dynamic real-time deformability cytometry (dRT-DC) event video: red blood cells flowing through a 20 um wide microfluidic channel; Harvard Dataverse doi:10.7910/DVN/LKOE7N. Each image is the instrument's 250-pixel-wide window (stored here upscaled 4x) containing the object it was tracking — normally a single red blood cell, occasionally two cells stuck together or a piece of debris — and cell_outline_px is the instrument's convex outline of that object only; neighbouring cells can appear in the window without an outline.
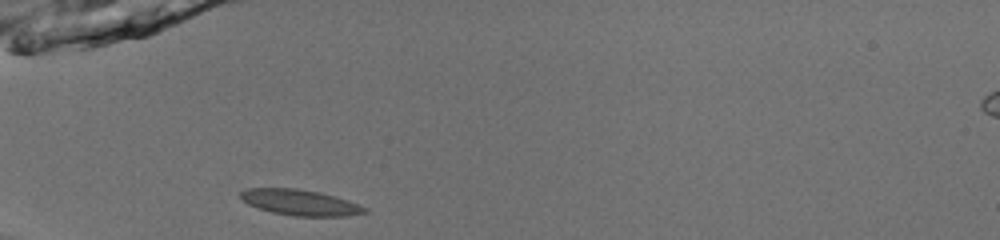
{"species": "common noctule bat (a hibernating species)", "species_latin": "Nyctalus noctula", "temperature_condition": "room temperature", "stored_images_in_passage": 35, "camera_frame_rate_fps": 3000, "um_per_image_px": 0.085, "animal": {"sex": "male", "body_mass_g": 13.0, "forearm_length_mm": 53.1}, "frame": {"image": 1, "passage_image": 1, "time_ms": 0.0, "image_size_px": [1000, 240], "cell_outline_px": [[368, 212], [344, 216], [292, 216], [272, 212], [248, 204], [240, 196], [240, 192], [244, 188], [296, 188], [320, 192], [336, 196], [348, 200], [368, 208]], "centroid_in_image_um": [25.53, 17.2], "position_along_channel_um": 59.5, "area_um2": 18.67}}
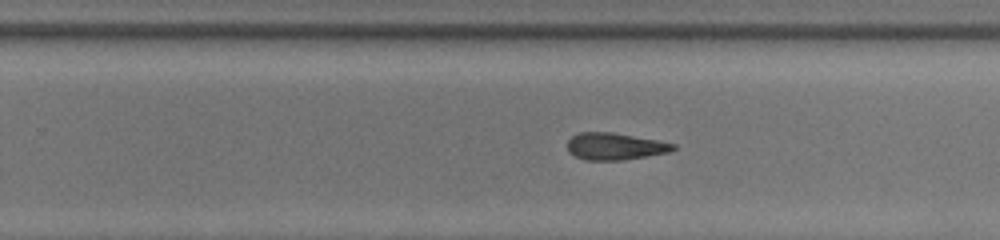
{"frame": {"image": 2, "passage_image": 18, "time_ms": 5.667, "image_size_px": [1000, 240], "cell_outline_px": [[676, 148], [668, 152], [620, 160], [584, 160], [568, 152], [568, 140], [572, 136], [580, 132], [612, 132], [656, 140], [676, 144]], "centroid_in_image_um": [52.23, 12.43], "position_along_channel_um": 277.6, "area_um2": 16.42}}
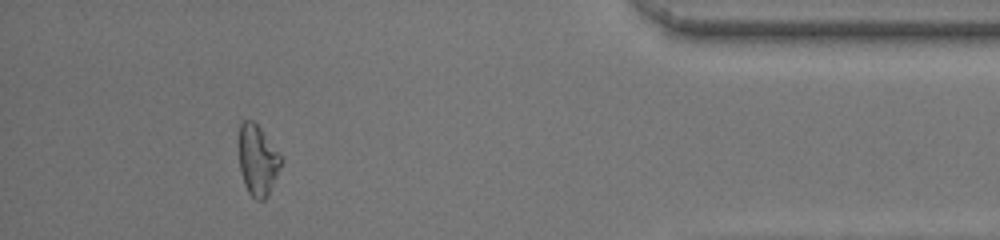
{"frame": {"image": 3, "passage_image": 31, "time_ms": 10.0, "image_size_px": [1000, 240], "cell_outline_px": [[284, 160], [268, 196], [264, 200], [256, 200], [248, 192], [244, 184], [240, 172], [240, 124], [244, 120], [252, 120], [260, 128]], "centroid_in_image_um": [21.92, 13.66], "position_along_channel_um": 413.3, "area_um2": 17.17}, "authors_computed_cell_mechanics": {"area_um2": 17.1666, "velocity_mm_per_s": 4.0099, "shape_relaxation_time_tau1_ms": 4.2837, "shape_relaxation_time_tau2_ms": null, "deformation_change_tau1": 0.1283, "deformation_change_tau2": null}}